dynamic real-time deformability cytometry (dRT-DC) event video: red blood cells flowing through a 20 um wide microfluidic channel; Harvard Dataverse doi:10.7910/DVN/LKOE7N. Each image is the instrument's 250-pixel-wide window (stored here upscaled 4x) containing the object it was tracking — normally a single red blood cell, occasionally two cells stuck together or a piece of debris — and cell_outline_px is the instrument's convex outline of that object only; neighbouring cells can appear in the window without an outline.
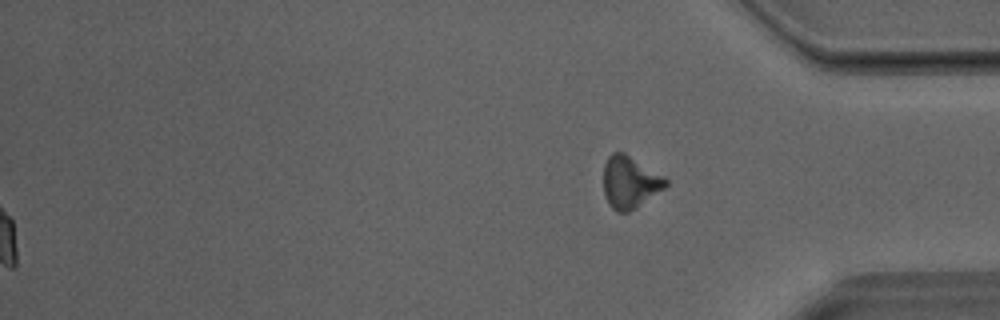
{"species": "Egyptian fruit bat (a non-hibernating species)", "species_latin": "Rousettus aegyptiacus", "temperature_condition": "room temperature", "stored_images_in_passage": 29, "segment_of_instrument_passage": [2, 2], "camera_frame_rate_fps": 3000, "um_per_image_px": 0.085, "animal": {"sex": "male"}, "frame": {"image": 1, "passage_image": 29, "time_ms": 9.333, "image_size_px": [1000, 320], "cell_outline_px": [[668, 184], [664, 188], [636, 208], [628, 212], [616, 212], [608, 204], [604, 192], [604, 164], [608, 156], [612, 152], [624, 152], [664, 176], [668, 180]], "centroid_in_image_um": [53.53, 15.49], "position_along_channel_um": 381.7, "area_um2": 18.9}}